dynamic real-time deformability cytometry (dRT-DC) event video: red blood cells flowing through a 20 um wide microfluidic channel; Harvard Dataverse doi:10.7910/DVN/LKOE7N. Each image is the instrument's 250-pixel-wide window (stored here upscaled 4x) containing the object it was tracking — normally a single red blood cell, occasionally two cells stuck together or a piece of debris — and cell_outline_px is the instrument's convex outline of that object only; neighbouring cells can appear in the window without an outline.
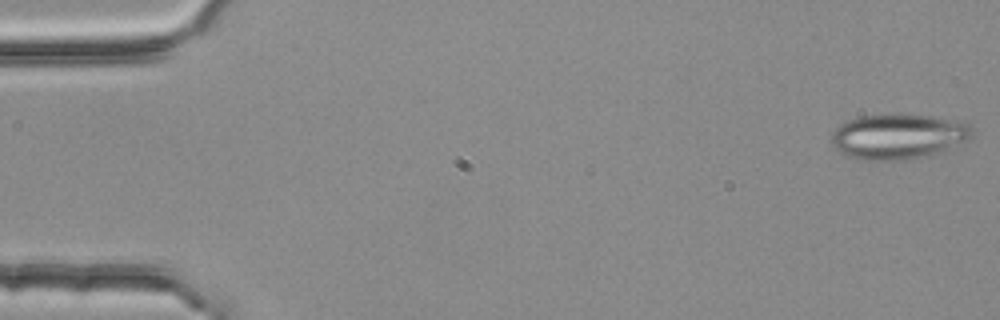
{"species": "common noctule bat (a hibernating species)", "species_latin": "Nyctalus noctula", "temperature_condition": "room temperature", "stored_images_in_passage": 4, "camera_frame_rate_fps": 3000, "um_per_image_px": 0.085, "animal": {"sex": "female", "body_mass_g": 25.1}, "frame": {"image": 1, "passage_image": 1, "time_ms": 0.0, "image_size_px": [1000, 320], "cell_outline_px": [[976, 132], [972, 136], [944, 152], [928, 156], [904, 160], [864, 160], [840, 152], [832, 144], [832, 132], [836, 128], [848, 120], [860, 116], [884, 112], [892, 112], [932, 116], [964, 120], [972, 124]], "centroid_in_image_um": [76.44, 11.56], "position_along_channel_um": 8.6, "area_um2": 38.09}}
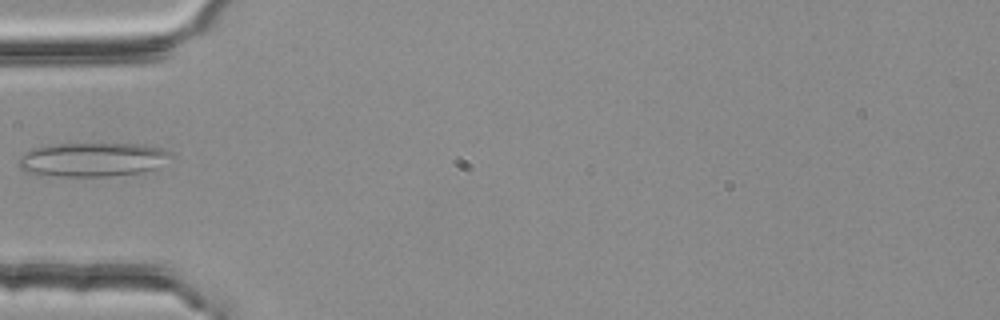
{"frame": {"image": 2, "passage_image": 4, "time_ms": 1.0, "image_size_px": [1000, 320], "cell_outline_px": [[172, 156], [156, 168], [144, 172], [108, 176], [36, 176], [20, 168], [16, 164], [20, 156], [24, 152], [32, 148], [44, 144], [144, 144], [160, 148], [172, 152]], "centroid_in_image_um": [7.79, 13.56], "position_along_channel_um": 77.2, "area_um2": 30.63}}